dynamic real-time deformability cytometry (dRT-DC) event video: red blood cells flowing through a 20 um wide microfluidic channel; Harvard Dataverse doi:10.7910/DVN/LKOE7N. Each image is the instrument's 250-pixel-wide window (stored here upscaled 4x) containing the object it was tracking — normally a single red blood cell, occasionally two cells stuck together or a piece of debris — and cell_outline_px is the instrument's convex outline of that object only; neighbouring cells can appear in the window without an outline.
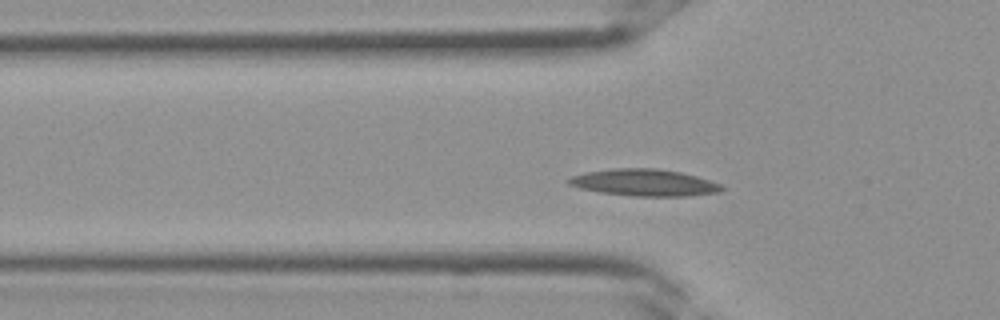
{"species": "Egyptian fruit bat (a non-hibernating species)", "species_latin": "Rousettus aegyptiacus", "temperature_condition": "room temperature", "stored_images_in_passage": 6, "segment_of_instrument_passage": [2, 2], "camera_frame_rate_fps": 3000, "um_per_image_px": 0.085, "frame": {"image": 1, "passage_image": 6, "time_ms": 1.667, "image_size_px": [1000, 320], "cell_outline_px": [[724, 188], [720, 192], [688, 196], [632, 196], [600, 192], [580, 188], [568, 184], [564, 180], [572, 176], [584, 172], [612, 168], [656, 168], [680, 172], [696, 176], [720, 184]], "centroid_in_image_um": [54.72, 15.52], "position_along_channel_um": 71.1, "area_um2": 23.99}}